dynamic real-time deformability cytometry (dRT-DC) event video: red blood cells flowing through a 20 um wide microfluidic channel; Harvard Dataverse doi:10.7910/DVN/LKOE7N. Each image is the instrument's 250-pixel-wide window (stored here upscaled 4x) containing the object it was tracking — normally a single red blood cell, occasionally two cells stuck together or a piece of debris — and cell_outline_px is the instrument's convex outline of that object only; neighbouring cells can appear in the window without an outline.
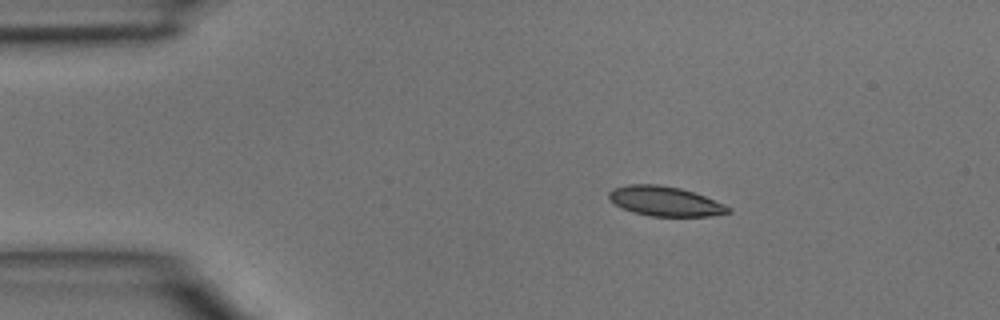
{"species": "common noctule bat (a hibernating species)", "species_latin": "Nyctalus noctula", "temperature_condition": "room temperature", "stored_images_in_passage": 42, "camera_frame_rate_fps": 3000, "um_per_image_px": 0.085, "animal": {"sex": "male", "body_mass_g": 15.6}, "frame": {"image": 1, "passage_image": 5, "time_ms": 1.333, "image_size_px": [1000, 320], "cell_outline_px": [[732, 212], [712, 216], [652, 216], [632, 212], [620, 208], [608, 196], [608, 192], [612, 188], [628, 184], [656, 184], [680, 188], [704, 196], [724, 204], [732, 208]], "centroid_in_image_um": [56.52, 17.11], "position_along_channel_um": 28.5, "area_um2": 20.63}}
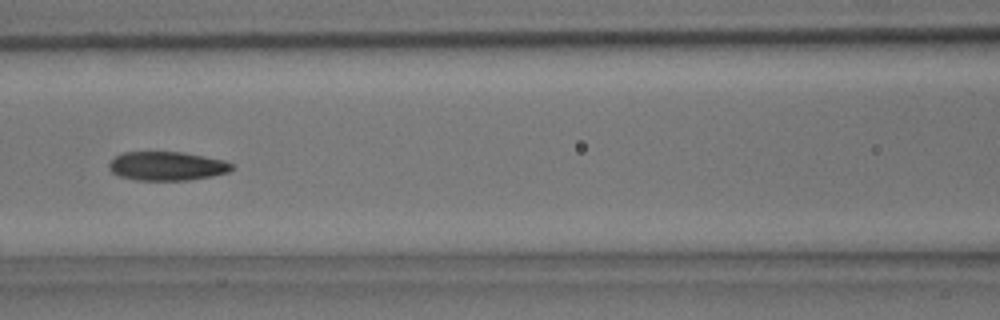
{"frame": {"image": 2, "passage_image": 17, "time_ms": 5.333, "image_size_px": [1000, 320], "cell_outline_px": [[232, 168], [228, 172], [212, 176], [188, 180], [136, 180], [120, 176], [112, 172], [108, 168], [108, 164], [116, 156], [124, 152], [184, 152], [224, 160], [232, 164]], "centroid_in_image_um": [14.18, 14.11], "position_along_channel_um": 152.4, "area_um2": 20.58}}
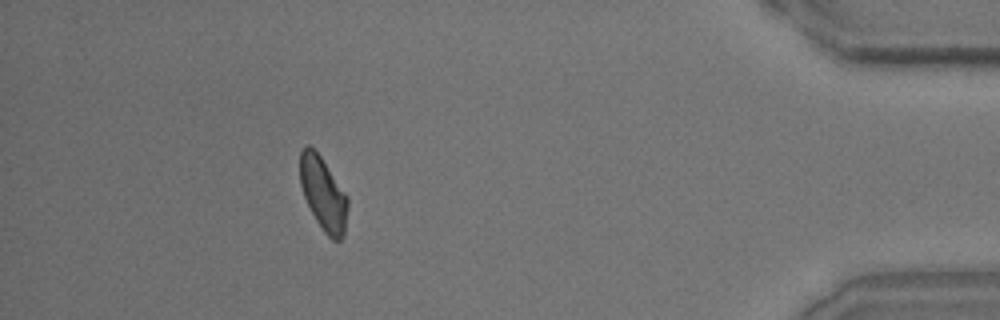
{"frame": {"image": 3, "passage_image": 38, "time_ms": 12.333, "image_size_px": [1000, 320], "cell_outline_px": [[348, 208], [344, 236], [340, 240], [332, 240], [324, 232], [316, 220], [304, 196], [300, 184], [300, 152], [308, 144], [320, 156], [348, 196]], "centroid_in_image_um": [27.49, 16.5], "position_along_channel_um": 407.7, "area_um2": 20.23}}